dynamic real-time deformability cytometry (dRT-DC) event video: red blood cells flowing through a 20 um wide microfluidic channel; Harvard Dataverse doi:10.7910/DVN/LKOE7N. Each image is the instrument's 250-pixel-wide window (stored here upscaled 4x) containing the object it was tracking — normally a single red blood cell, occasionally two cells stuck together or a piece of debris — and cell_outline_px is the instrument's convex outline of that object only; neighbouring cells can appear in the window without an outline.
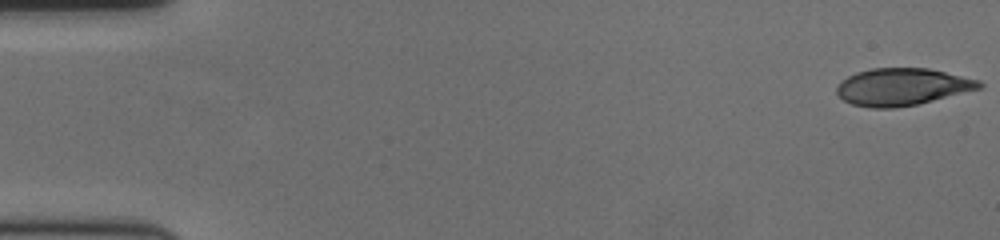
{"species": "human", "species_latin": "Homo sapiens", "temperature_condition": "cold", "stored_images_in_passage": 58, "camera_frame_rate_fps": 3000, "um_per_image_px": 0.085, "donor": {"sex": "female"}, "frame": {"image": 1, "passage_image": 1, "time_ms": 0.0, "image_size_px": [1000, 240], "cell_outline_px": [[984, 88], [916, 104], [896, 108], [872, 108], [852, 104], [844, 100], [836, 92], [836, 84], [848, 76], [856, 72], [872, 68], [928, 68], [980, 80], [984, 84]], "centroid_in_image_um": [76.69, 7.38], "position_along_channel_um": 8.3, "area_um2": 30.98}}
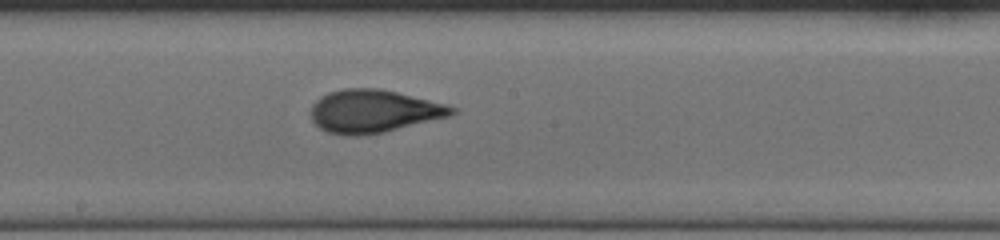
{"frame": {"image": 2, "passage_image": 32, "time_ms": 10.333, "image_size_px": [1000, 240], "cell_outline_px": [[456, 112], [452, 116], [384, 132], [356, 136], [348, 136], [328, 132], [320, 128], [312, 120], [312, 104], [320, 96], [328, 92], [344, 88], [380, 88], [444, 104], [456, 108]], "centroid_in_image_um": [31.75, 9.45], "position_along_channel_um": 216.5, "area_um2": 35.14}}
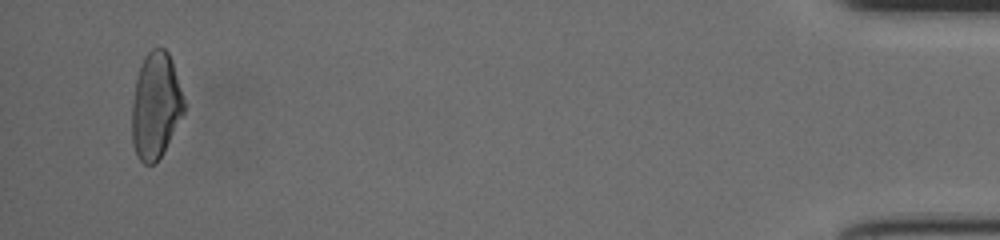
{"frame": {"image": 3, "passage_image": 56, "time_ms": 18.333, "image_size_px": [1000, 240], "cell_outline_px": [[184, 112], [156, 164], [144, 164], [136, 156], [132, 144], [132, 100], [136, 76], [140, 64], [144, 56], [152, 48], [164, 48], [168, 52], [172, 60], [184, 100]], "centroid_in_image_um": [13.2, 8.97], "position_along_channel_um": 422.0, "area_um2": 32.25}, "authors_computed_cell_mechanics": {"area_um2": 33.3795, "velocity_mm_per_s": 3.5924, "shape_relaxation_time_tau1_ms": 6.2462, "shape_relaxation_time_tau2_ms": 1.1907, "deformation_change_tau1": 0.2033, "deformation_change_tau2": 0.0842}}